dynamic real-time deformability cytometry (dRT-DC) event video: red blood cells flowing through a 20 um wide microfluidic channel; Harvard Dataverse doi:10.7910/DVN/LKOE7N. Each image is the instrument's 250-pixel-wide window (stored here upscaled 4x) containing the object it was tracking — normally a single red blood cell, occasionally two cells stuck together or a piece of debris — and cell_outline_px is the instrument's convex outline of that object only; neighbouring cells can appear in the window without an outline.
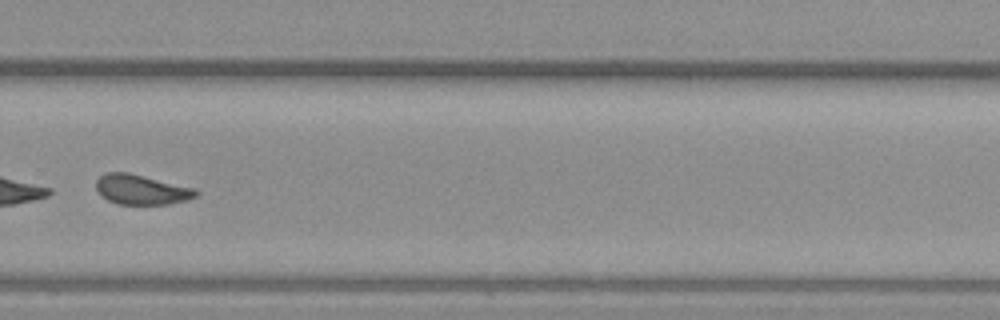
{"species": "common noctule bat (a hibernating species)", "species_latin": "Nyctalus noctula", "temperature_condition": "warm", "stored_images_in_passage": 49, "segment_of_instrument_passage": [2, 2], "camera_frame_rate_fps": 3000, "um_per_image_px": 0.085, "animal": {"sex": "female", "body_mass_g": 19.3, "forearm_length_mm": 54.1}, "frame": {"image": 1, "passage_image": 34, "time_ms": 11.0, "image_size_px": [1000, 320], "cell_outline_px": [[200, 192], [196, 196], [188, 200], [168, 204], [120, 204], [108, 200], [100, 196], [96, 188], [96, 180], [100, 176], [108, 172], [128, 172], [196, 188]], "centroid_in_image_um": [12.04, 16.11], "position_along_channel_um": 317.8, "area_um2": 17.51}}
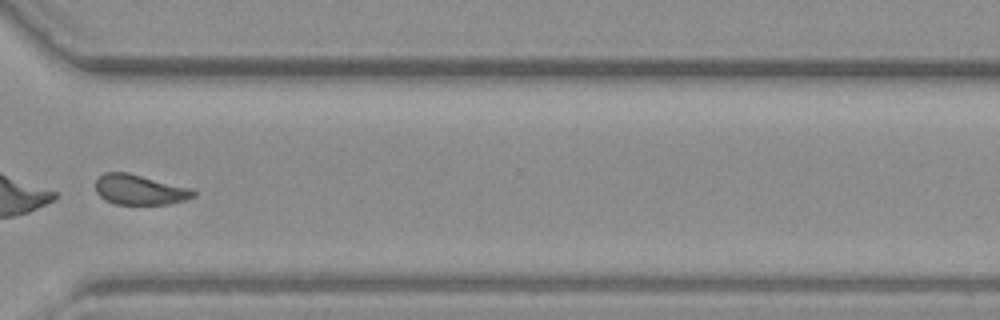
{"frame": {"image": 2, "passage_image": 37, "time_ms": 12.0, "image_size_px": [1000, 320], "cell_outline_px": [[196, 196], [188, 200], [168, 204], [116, 204], [104, 200], [96, 192], [96, 176], [104, 172], [128, 172], [192, 188], [196, 192]], "centroid_in_image_um": [11.88, 16.12], "position_along_channel_um": 358.7, "area_um2": 17.51}}